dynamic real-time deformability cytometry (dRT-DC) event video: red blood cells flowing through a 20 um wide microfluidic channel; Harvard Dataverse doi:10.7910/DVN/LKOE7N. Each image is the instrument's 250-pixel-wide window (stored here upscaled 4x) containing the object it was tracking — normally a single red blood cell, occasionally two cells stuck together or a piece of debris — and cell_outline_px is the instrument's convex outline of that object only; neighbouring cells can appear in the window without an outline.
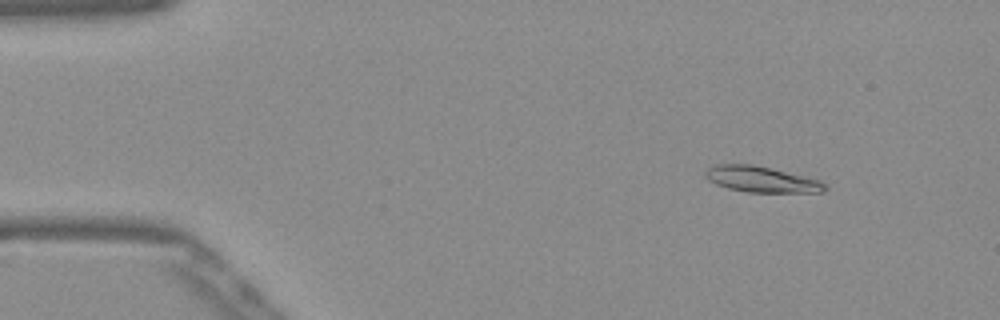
{"species": "Egyptian fruit bat (a non-hibernating species)", "species_latin": "Rousettus aegyptiacus", "temperature_condition": "warm", "stored_images_in_passage": 52, "camera_frame_rate_fps": 3000, "um_per_image_px": 0.085, "frame": {"image": 1, "passage_image": 6, "time_ms": 1.667, "image_size_px": [1000, 320], "cell_outline_px": [[828, 188], [824, 192], [748, 192], [728, 188], [716, 184], [708, 180], [704, 176], [704, 172], [708, 168], [716, 164], [752, 164], [820, 180], [828, 184]], "centroid_in_image_um": [64.72, 15.25], "position_along_channel_um": 20.3, "area_um2": 17.98}}
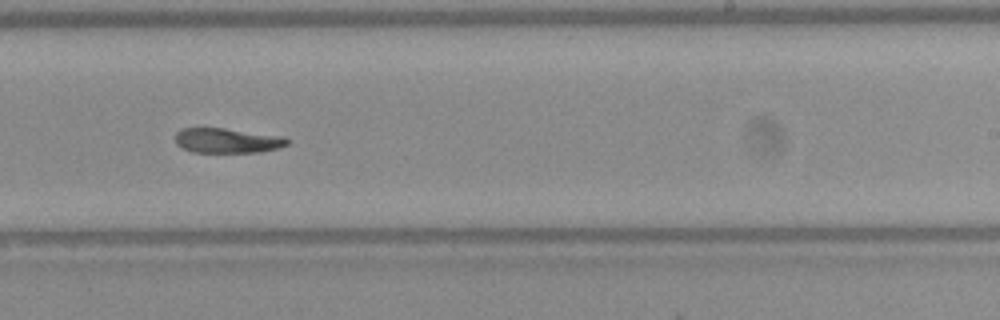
{"frame": {"image": 2, "passage_image": 32, "time_ms": 10.333, "image_size_px": [1000, 320], "cell_outline_px": [[288, 144], [280, 148], [260, 152], [192, 152], [176, 144], [176, 132], [180, 128], [224, 128], [284, 136], [288, 140]], "centroid_in_image_um": [19.33, 11.94], "position_along_channel_um": 269.7, "area_um2": 16.24}}
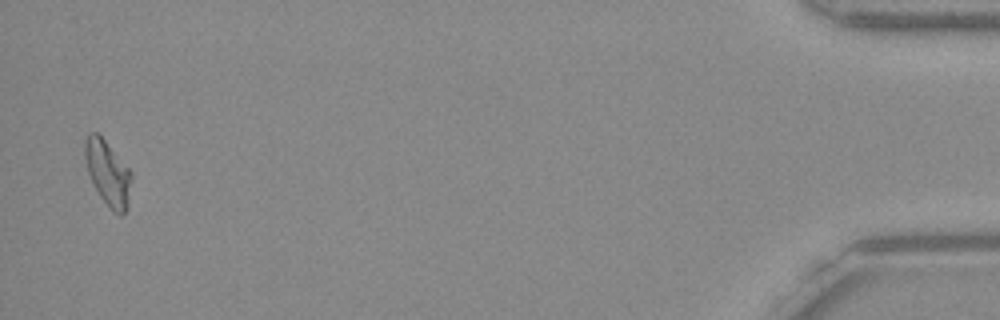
{"frame": {"image": 3, "passage_image": 51, "time_ms": 16.667, "image_size_px": [1000, 320], "cell_outline_px": [[132, 180], [128, 204], [124, 216], [120, 216], [112, 212], [100, 196], [88, 172], [84, 156], [84, 140], [88, 132], [96, 132], [104, 140], [132, 172]], "centroid_in_image_um": [9.17, 14.74], "position_along_channel_um": 426.0, "area_um2": 17.63}}